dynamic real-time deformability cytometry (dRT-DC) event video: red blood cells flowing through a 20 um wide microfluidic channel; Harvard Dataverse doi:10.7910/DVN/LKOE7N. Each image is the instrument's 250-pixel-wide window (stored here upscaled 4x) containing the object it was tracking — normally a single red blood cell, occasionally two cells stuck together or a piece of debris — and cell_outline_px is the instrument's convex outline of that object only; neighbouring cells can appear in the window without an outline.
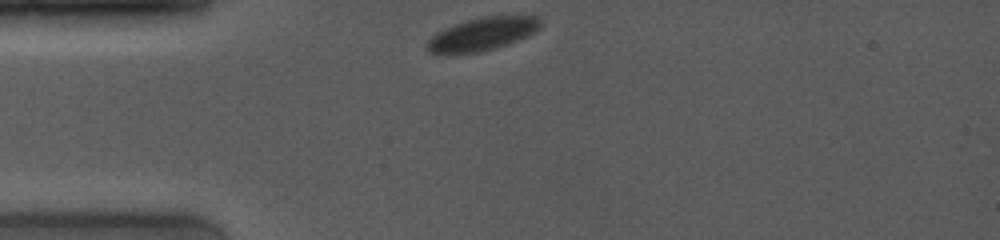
{"species": "common noctule bat (a hibernating species)", "species_latin": "Nyctalus noctula", "temperature_condition": "room temperature", "stored_images_in_passage": 25, "camera_frame_rate_fps": 4000, "um_per_image_px": 0.085, "animal": {"sex": "female", "body_mass_g": 19.0, "forearm_length_mm": 53.3}, "frame": {"image": 1, "passage_image": 1, "time_ms": 0.0, "image_size_px": [1000, 240], "cell_outline_px": [[540, 28], [536, 32], [528, 36], [508, 44], [496, 48], [480, 52], [428, 52], [424, 48], [424, 44], [436, 32], [444, 28], [468, 20], [484, 16], [540, 16]], "centroid_in_image_um": [41.02, 2.88], "position_along_channel_um": 44.0, "area_um2": 21.62}}
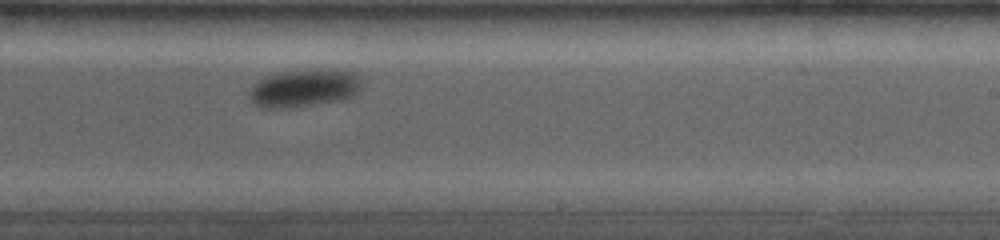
{"frame": {"image": 2, "passage_image": 17, "time_ms": 6.5, "image_size_px": [1000, 240], "cell_outline_px": [[360, 88], [352, 96], [340, 100], [292, 108], [268, 108], [252, 104], [248, 96], [248, 92], [252, 84], [256, 80], [280, 72], [340, 68], [352, 72], [356, 76], [360, 84]], "centroid_in_image_um": [25.78, 7.49], "position_along_channel_um": 263.2, "area_um2": 24.8}}
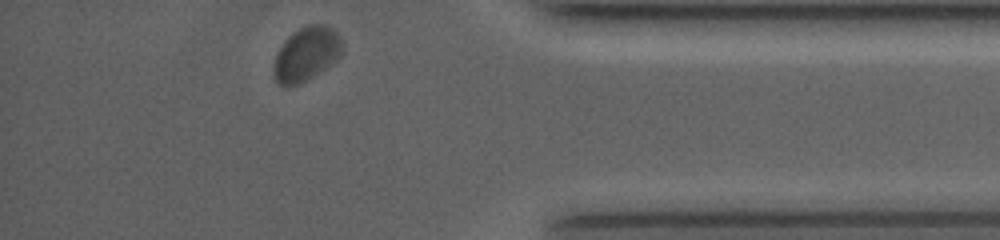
{"frame": {"image": 3, "passage_image": 25, "time_ms": 10.75, "image_size_px": [1000, 240], "cell_outline_px": [[344, 52], [336, 60], [300, 84], [284, 88], [276, 84], [272, 72], [272, 68], [276, 56], [284, 40], [292, 32], [308, 24], [324, 24], [332, 28], [340, 36], [344, 48]], "centroid_in_image_um": [26.02, 4.6], "position_along_channel_um": 409.2, "area_um2": 21.91}, "authors_computed_cell_mechanics": {"area_um2": 24.2182, "velocity_mm_per_s": 3.6973, "shape_relaxation_time_tau1_ms": 1.2049, "shape_relaxation_time_tau2_ms": null, "deformation_change_tau1": 0.039, "deformation_change_tau2": null}}